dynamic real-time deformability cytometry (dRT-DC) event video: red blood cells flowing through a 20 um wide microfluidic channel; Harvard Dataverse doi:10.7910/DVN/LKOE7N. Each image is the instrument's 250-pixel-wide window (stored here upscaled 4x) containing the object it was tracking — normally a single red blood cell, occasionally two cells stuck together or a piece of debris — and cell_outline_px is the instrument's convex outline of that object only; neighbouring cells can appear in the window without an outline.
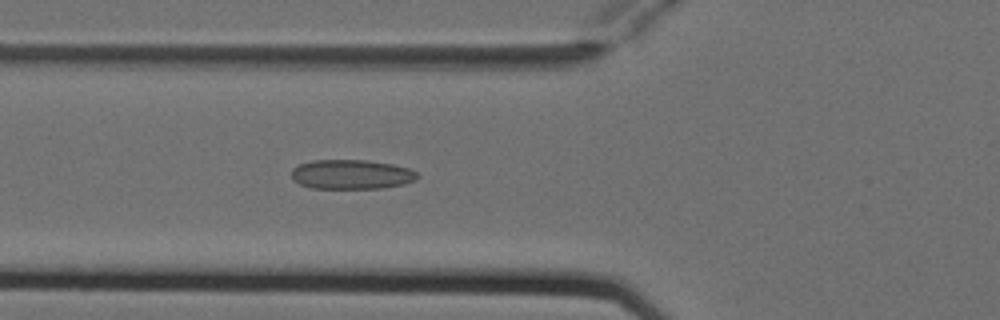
{"species": "Egyptian fruit bat (a non-hibernating species)", "species_latin": "Rousettus aegyptiacus", "temperature_condition": "cold", "stored_images_in_passage": 5, "camera_frame_rate_fps": 3000, "um_per_image_px": 0.085, "animal": {"sex": "female"}, "frame": {"image": 1, "passage_image": 5, "time_ms": 1.333, "image_size_px": [1000, 320], "cell_outline_px": [[420, 176], [416, 180], [404, 184], [380, 188], [312, 188], [300, 184], [292, 180], [292, 168], [300, 164], [312, 160], [368, 160], [392, 164], [408, 168], [416, 172]], "centroid_in_image_um": [29.87, 14.82], "position_along_channel_um": 95.9, "area_um2": 21.68}}